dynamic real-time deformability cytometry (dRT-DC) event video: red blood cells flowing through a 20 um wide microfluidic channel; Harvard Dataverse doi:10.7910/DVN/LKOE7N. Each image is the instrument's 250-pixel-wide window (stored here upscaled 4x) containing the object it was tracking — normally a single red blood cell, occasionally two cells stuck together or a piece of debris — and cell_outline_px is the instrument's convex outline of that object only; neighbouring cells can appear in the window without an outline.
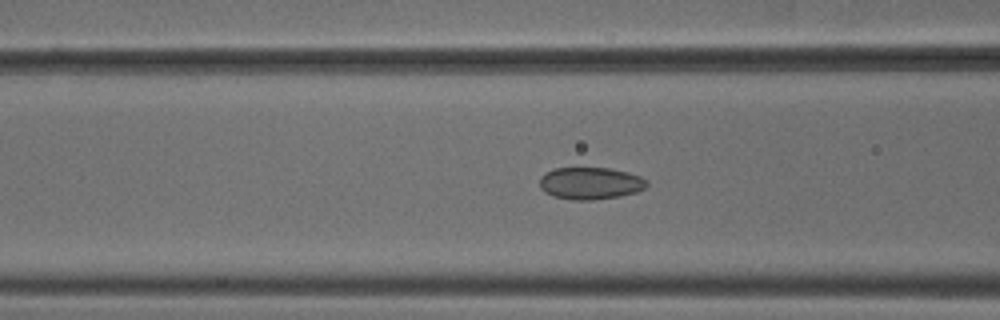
{"species": "common noctule bat (a hibernating species)", "species_latin": "Nyctalus noctula", "temperature_condition": "cold", "stored_images_in_passage": 52, "camera_frame_rate_fps": 3000, "um_per_image_px": 0.085, "animal": {"sex": "male", "body_mass_g": 18.8}, "frame": {"image": 1, "passage_image": 20, "time_ms": 6.333, "image_size_px": [1000, 320], "cell_outline_px": [[648, 184], [644, 188], [636, 192], [620, 196], [592, 200], [572, 200], [552, 196], [544, 192], [540, 188], [540, 176], [556, 168], [608, 168], [628, 172], [640, 176], [648, 180]], "centroid_in_image_um": [50.18, 15.58], "position_along_channel_um": 116.4, "area_um2": 20.11}}
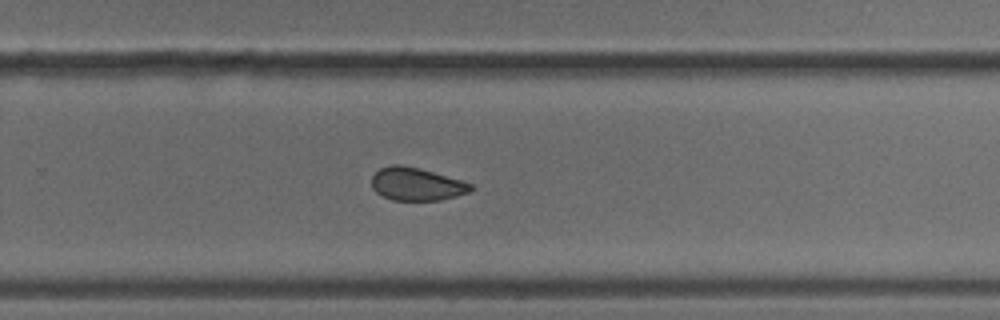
{"frame": {"image": 2, "passage_image": 34, "time_ms": 11.0, "image_size_px": [1000, 320], "cell_outline_px": [[476, 188], [468, 192], [456, 196], [440, 200], [392, 200], [376, 192], [372, 188], [372, 176], [380, 168], [392, 164], [400, 164], [420, 168], [460, 180], [472, 184]], "centroid_in_image_um": [35.4, 15.64], "position_along_channel_um": 294.4, "area_um2": 18.96}}
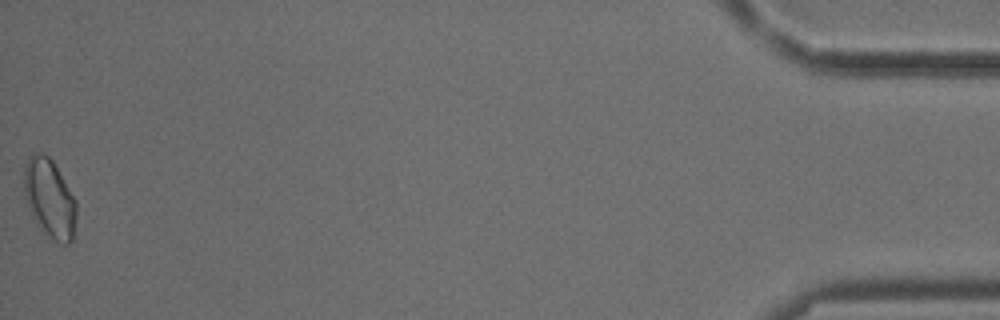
{"frame": {"image": 3, "passage_image": 52, "time_ms": 17.0, "image_size_px": [1000, 320], "cell_outline_px": [[76, 216], [72, 240], [68, 244], [60, 244], [48, 236], [36, 224], [32, 216], [24, 196], [24, 168], [28, 156], [32, 152], [40, 152], [48, 156], [52, 160], [76, 200]], "centroid_in_image_um": [4.2, 16.86], "position_along_channel_um": 431.0, "area_um2": 24.1}, "authors_computed_cell_mechanics": {"area_um2": 20.4612, "velocity_mm_per_s": 3.8144, "shape_relaxation_time_tau1_ms": 5.9302, "shape_relaxation_time_tau2_ms": 3.7898, "deformation_change_tau1": 0.0528, "deformation_change_tau2": 0.0729}}